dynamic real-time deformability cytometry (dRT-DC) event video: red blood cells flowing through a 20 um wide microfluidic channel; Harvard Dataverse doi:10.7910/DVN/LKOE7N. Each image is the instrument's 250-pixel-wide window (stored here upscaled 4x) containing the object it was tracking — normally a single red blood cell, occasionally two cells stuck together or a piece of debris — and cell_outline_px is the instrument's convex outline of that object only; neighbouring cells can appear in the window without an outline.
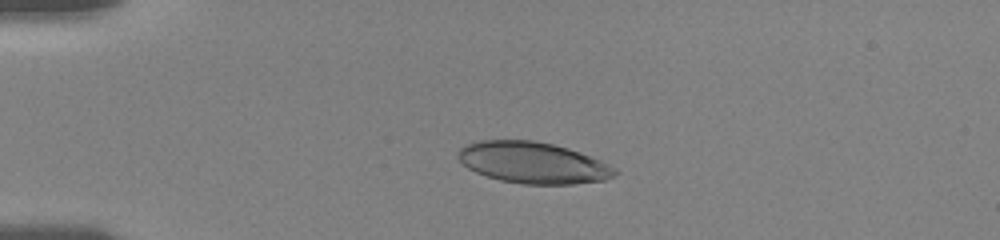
{"species": "human", "species_latin": "Homo sapiens", "temperature_condition": "room temperature", "stored_images_in_passage": 33, "camera_frame_rate_fps": 3000, "um_per_image_px": 0.085, "donor": {"sex": "female"}, "frame": {"image": 1, "passage_image": 3, "time_ms": 1.667, "image_size_px": [1000, 240], "cell_outline_px": [[620, 172], [616, 176], [604, 180], [572, 184], [524, 184], [500, 180], [476, 172], [468, 168], [456, 156], [460, 148], [468, 144], [480, 140], [532, 140], [552, 144], [568, 148], [580, 152], [600, 160], [616, 168]], "centroid_in_image_um": [45.33, 13.83], "position_along_channel_um": 39.7, "area_um2": 37.74}}
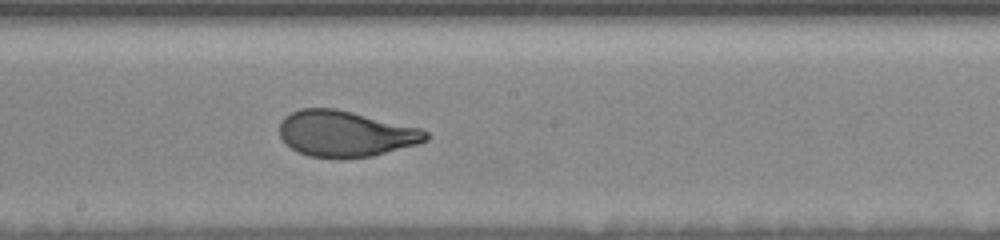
{"frame": {"image": 2, "passage_image": 17, "time_ms": 7.667, "image_size_px": [1000, 240], "cell_outline_px": [[428, 140], [420, 144], [372, 156], [308, 156], [296, 152], [284, 144], [280, 136], [280, 120], [284, 116], [300, 108], [336, 108], [420, 128], [428, 132]], "centroid_in_image_um": [29.34, 11.34], "position_along_channel_um": 218.9, "area_um2": 39.02}}
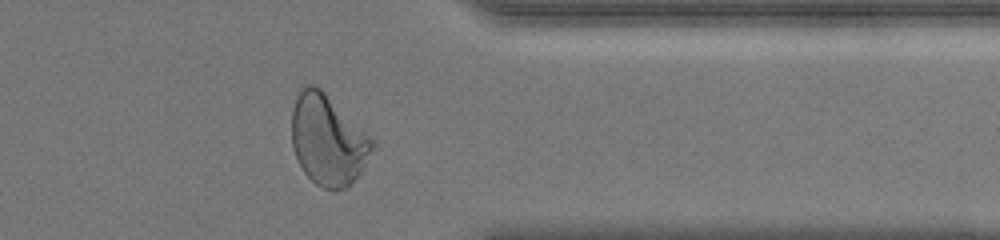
{"frame": {"image": 3, "passage_image": 29, "time_ms": 12.333, "image_size_px": [1000, 240], "cell_outline_px": [[376, 144], [364, 168], [344, 188], [324, 188], [316, 184], [304, 172], [296, 156], [292, 144], [292, 112], [296, 100], [304, 84], [312, 84], [320, 88]], "centroid_in_image_um": [27.85, 11.9], "position_along_channel_um": 383.6, "area_um2": 41.27}, "authors_computed_cell_mechanics": {"area_um2": 39.7086, "velocity_mm_per_s": 3.644, "shape_relaxation_time_tau1_ms": 4.6378, "shape_relaxation_time_tau2_ms": null, "deformation_change_tau1": 0.1865, "deformation_change_tau2": null}}